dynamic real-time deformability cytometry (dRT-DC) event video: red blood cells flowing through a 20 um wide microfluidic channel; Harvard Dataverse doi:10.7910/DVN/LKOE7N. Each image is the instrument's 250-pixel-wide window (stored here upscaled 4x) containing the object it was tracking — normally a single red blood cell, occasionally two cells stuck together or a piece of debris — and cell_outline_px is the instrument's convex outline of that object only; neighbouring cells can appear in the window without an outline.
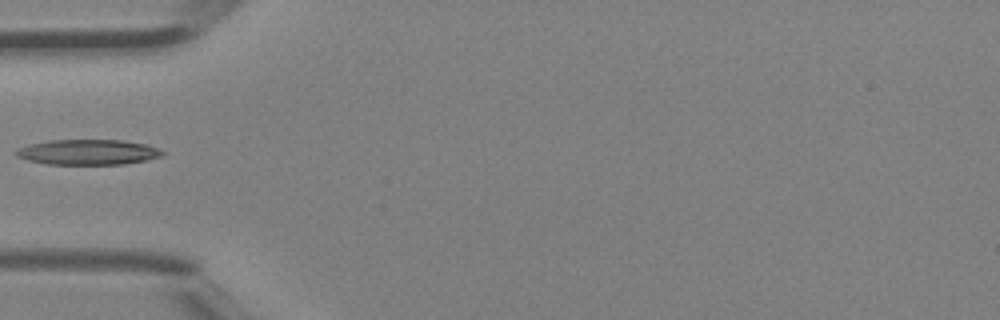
{"species": "Egyptian fruit bat (a non-hibernating species)", "species_latin": "Rousettus aegyptiacus", "temperature_condition": "room temperature", "stored_images_in_passage": 4, "camera_frame_rate_fps": 3000, "um_per_image_px": 0.085, "animal": {"sex": "female"}, "frame": {"image": 1, "passage_image": 4, "time_ms": 1.0, "image_size_px": [1000, 320], "cell_outline_px": [[164, 156], [124, 164], [48, 164], [28, 160], [16, 156], [12, 152], [28, 144], [48, 140], [120, 140], [148, 144], [160, 148], [164, 152]], "centroid_in_image_um": [7.49, 12.92], "position_along_channel_um": 77.5, "area_um2": 21.68}}